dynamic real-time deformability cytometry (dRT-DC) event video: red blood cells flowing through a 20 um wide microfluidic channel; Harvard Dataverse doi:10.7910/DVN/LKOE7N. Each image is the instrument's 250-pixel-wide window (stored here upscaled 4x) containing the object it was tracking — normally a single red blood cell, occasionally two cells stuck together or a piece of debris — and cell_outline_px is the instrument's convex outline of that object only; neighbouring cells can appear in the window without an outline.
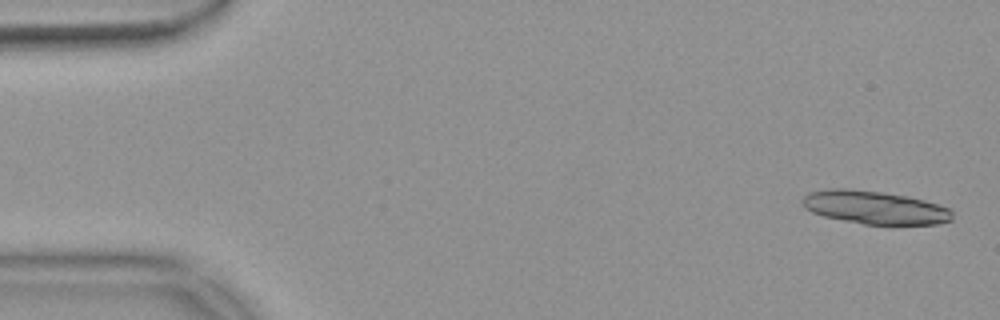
{"species": "common noctule bat (a hibernating species)", "species_latin": "Nyctalus noctula", "temperature_condition": "warm", "stored_images_in_passage": 22, "camera_frame_rate_fps": 3000, "um_per_image_px": 0.085, "animal": {"sex": "female", "body_mass_g": 18.4}, "frame": {"image": 1, "passage_image": 1, "time_ms": 0.0, "image_size_px": [1000, 320], "cell_outline_px": [[952, 220], [936, 224], [864, 224], [824, 216], [812, 212], [804, 208], [800, 200], [808, 192], [832, 188], [844, 188], [880, 192], [908, 196], [924, 200], [948, 208], [952, 212]], "centroid_in_image_um": [74.31, 17.63], "position_along_channel_um": 10.7, "area_um2": 28.78}}
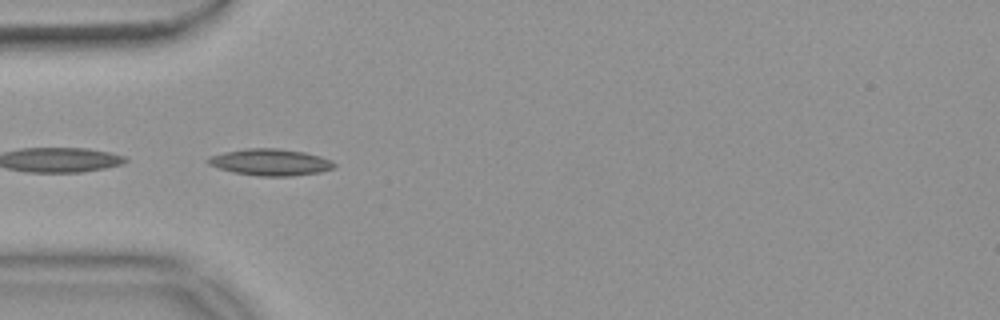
{"frame": {"image": 2, "passage_image": 16, "time_ms": 5.0, "image_size_px": [1000, 320], "cell_outline_px": [[336, 164], [332, 168], [320, 172], [292, 176], [256, 176], [232, 172], [208, 164], [204, 160], [212, 156], [224, 152], [244, 148], [276, 148], [304, 152], [320, 156], [332, 160]], "centroid_in_image_um": [22.97, 13.79], "position_along_channel_um": 62.0, "area_um2": 19.59}}